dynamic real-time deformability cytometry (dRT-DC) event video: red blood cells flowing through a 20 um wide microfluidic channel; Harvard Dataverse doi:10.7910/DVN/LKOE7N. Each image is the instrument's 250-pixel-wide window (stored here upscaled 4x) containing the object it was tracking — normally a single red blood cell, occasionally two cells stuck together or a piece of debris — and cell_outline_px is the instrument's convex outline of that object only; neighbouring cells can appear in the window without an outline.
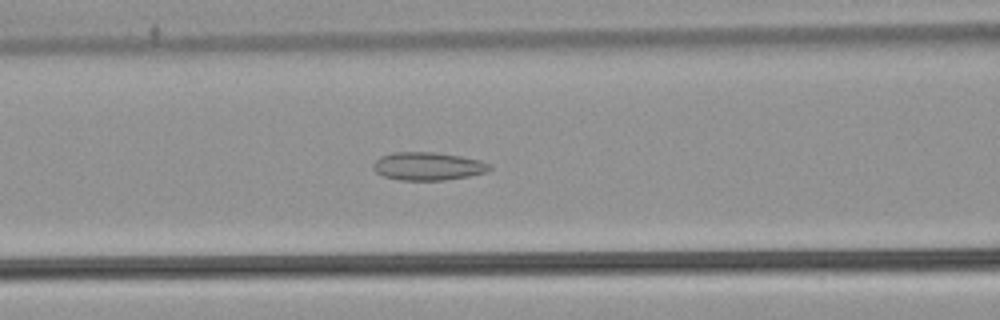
{"species": "common noctule bat (a hibernating species)", "species_latin": "Nyctalus noctula", "temperature_condition": "warm", "stored_images_in_passage": 53, "camera_frame_rate_fps": 3000, "um_per_image_px": 0.085, "animal": {"sex": "male", "body_mass_g": 21.5, "forearm_length_mm": 52.0}, "frame": {"image": 1, "passage_image": 22, "time_ms": 7.0, "image_size_px": [1000, 320], "cell_outline_px": [[492, 168], [488, 172], [468, 176], [444, 180], [400, 180], [384, 176], [376, 172], [372, 168], [372, 164], [380, 156], [392, 152], [436, 152], [460, 156], [480, 160], [492, 164]], "centroid_in_image_um": [36.38, 14.12], "position_along_channel_um": 130.2, "area_um2": 19.19}}
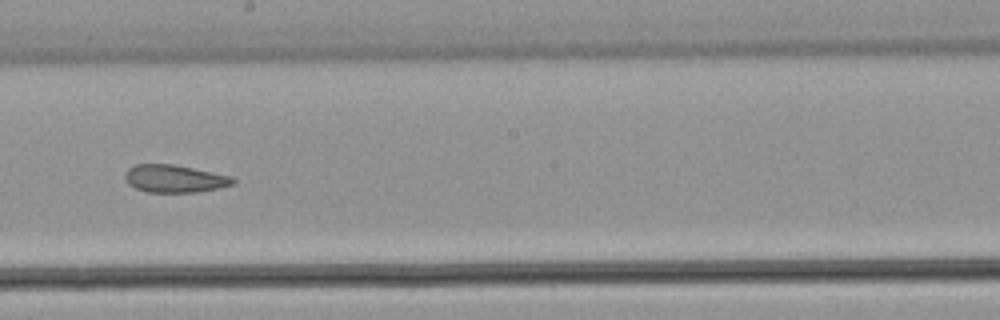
{"frame": {"image": 2, "passage_image": 30, "time_ms": 9.667, "image_size_px": [1000, 320], "cell_outline_px": [[236, 180], [232, 184], [220, 188], [200, 192], [148, 192], [136, 188], [128, 184], [124, 176], [128, 168], [136, 164], [172, 164], [232, 176]], "centroid_in_image_um": [14.84, 15.19], "position_along_channel_um": 233.4, "area_um2": 17.34}}
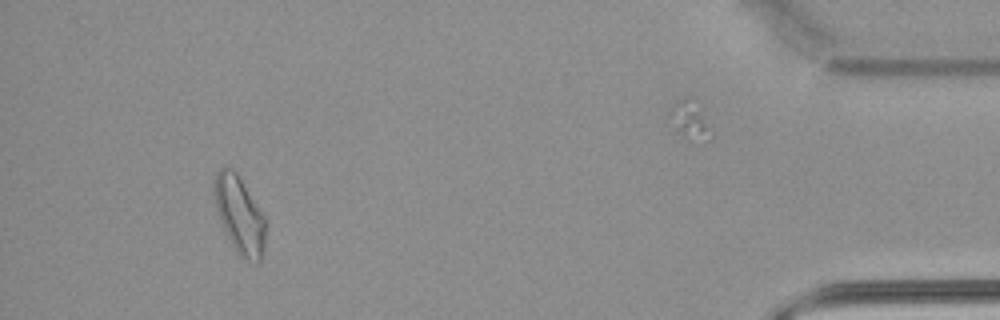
{"frame": {"image": 3, "passage_image": 49, "time_ms": 16.0, "image_size_px": [1000, 320], "cell_outline_px": [[264, 244], [260, 264], [256, 264], [240, 256], [224, 232], [216, 208], [212, 184], [216, 172], [220, 168], [232, 168], [236, 172], [264, 216]], "centroid_in_image_um": [20.33, 18.27], "position_along_channel_um": 414.9, "area_um2": 22.83}, "authors_computed_cell_mechanics": {"area_um2": 19.941, "velocity_mm_per_s": 3.8797, "shape_relaxation_time_tau1_ms": null, "shape_relaxation_time_tau2_ms": 5.236, "deformation_change_tau1": null, "deformation_change_tau2": 0.1261}}